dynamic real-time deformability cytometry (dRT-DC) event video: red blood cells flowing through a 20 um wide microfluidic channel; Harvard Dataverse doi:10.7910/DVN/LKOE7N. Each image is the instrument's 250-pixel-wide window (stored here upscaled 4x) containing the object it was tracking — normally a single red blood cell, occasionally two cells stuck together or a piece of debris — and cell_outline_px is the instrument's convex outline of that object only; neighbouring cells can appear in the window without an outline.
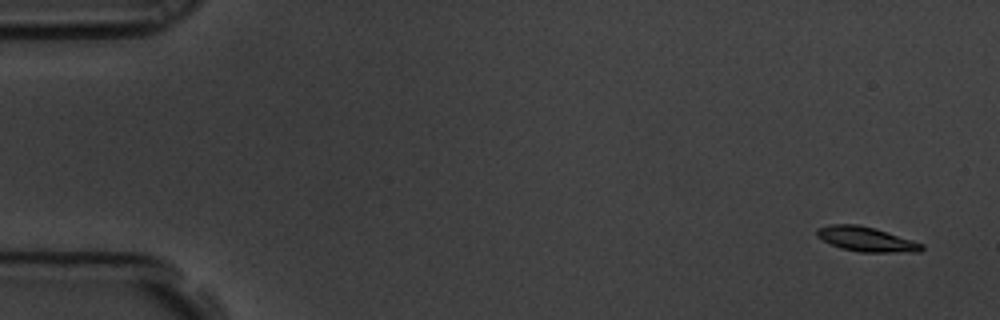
{"species": "common noctule bat (a hibernating species)", "species_latin": "Nyctalus noctula", "temperature_condition": "room temperature", "stored_images_in_passage": 6, "camera_frame_rate_fps": 3000, "um_per_image_px": 0.085, "animal": {"sex": "male", "body_mass_g": 19.5, "forearm_length_mm": 54.6}, "frame": {"image": 1, "passage_image": 1, "time_ms": 0.0, "image_size_px": [1000, 320], "cell_outline_px": [[924, 248], [920, 252], [860, 252], [840, 248], [816, 236], [816, 228], [832, 224], [856, 224], [872, 228], [912, 240], [924, 244]], "centroid_in_image_um": [73.62, 20.34], "position_along_channel_um": 11.4, "area_um2": 14.85}}
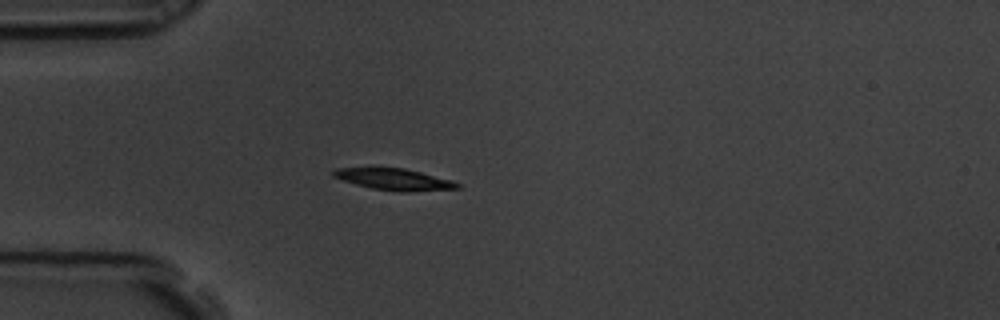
{"frame": {"image": 2, "passage_image": 5, "time_ms": 1.333, "image_size_px": [1000, 320], "cell_outline_px": [[460, 188], [408, 192], [400, 192], [372, 188], [356, 184], [332, 176], [332, 172], [336, 168], [404, 168], [452, 180], [460, 184]], "centroid_in_image_um": [33.53, 15.25], "position_along_channel_um": 51.5, "area_um2": 15.32}}